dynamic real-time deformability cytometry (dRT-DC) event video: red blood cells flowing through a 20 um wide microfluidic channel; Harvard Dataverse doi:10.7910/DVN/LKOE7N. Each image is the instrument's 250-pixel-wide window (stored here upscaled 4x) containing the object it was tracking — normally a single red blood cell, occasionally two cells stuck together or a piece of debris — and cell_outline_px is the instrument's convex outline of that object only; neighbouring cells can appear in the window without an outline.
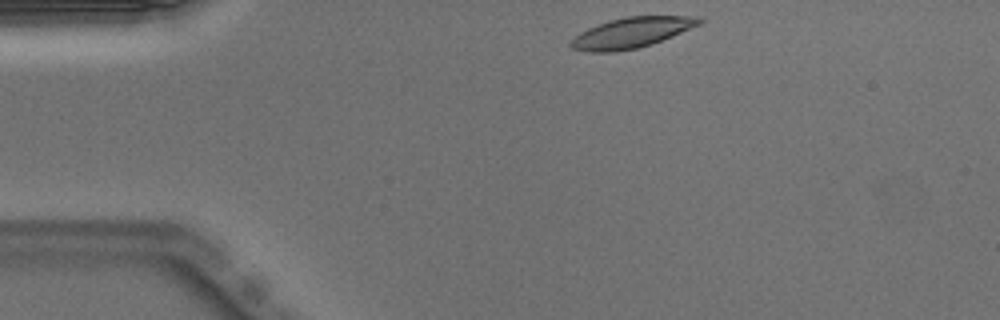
{"species": "Egyptian fruit bat (a non-hibernating species)", "species_latin": "Rousettus aegyptiacus", "temperature_condition": "warm", "stored_images_in_passage": 42, "camera_frame_rate_fps": 3000, "um_per_image_px": 0.085, "animal": {"sex": "male"}, "frame": {"image": 1, "passage_image": 1, "time_ms": 0.0, "image_size_px": [1000, 320], "cell_outline_px": [[704, 20], [700, 24], [672, 36], [652, 44], [640, 48], [616, 52], [588, 52], [572, 48], [568, 44], [580, 32], [588, 28], [608, 20], [628, 16], [700, 16]], "centroid_in_image_um": [53.68, 2.78], "position_along_channel_um": 31.3, "area_um2": 22.83}}
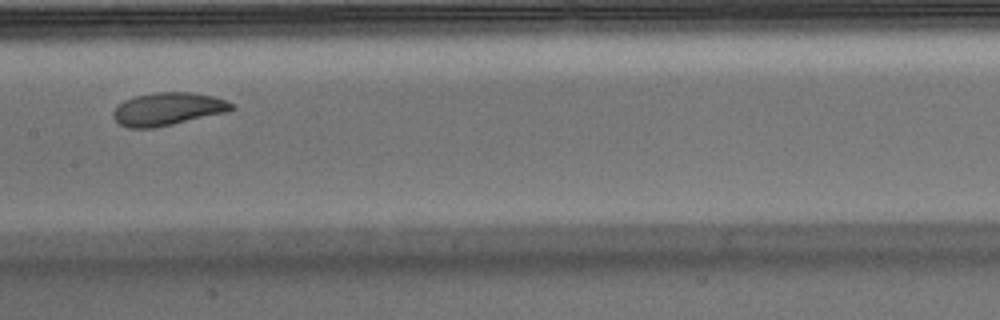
{"frame": {"image": 2, "passage_image": 17, "time_ms": 5.333, "image_size_px": [1000, 320], "cell_outline_px": [[236, 108], [228, 112], [172, 124], [152, 128], [128, 128], [120, 124], [112, 116], [112, 112], [124, 100], [136, 96], [156, 92], [192, 92], [212, 96], [236, 104]], "centroid_in_image_um": [14.29, 9.26], "position_along_channel_um": 193.1, "area_um2": 22.6}}
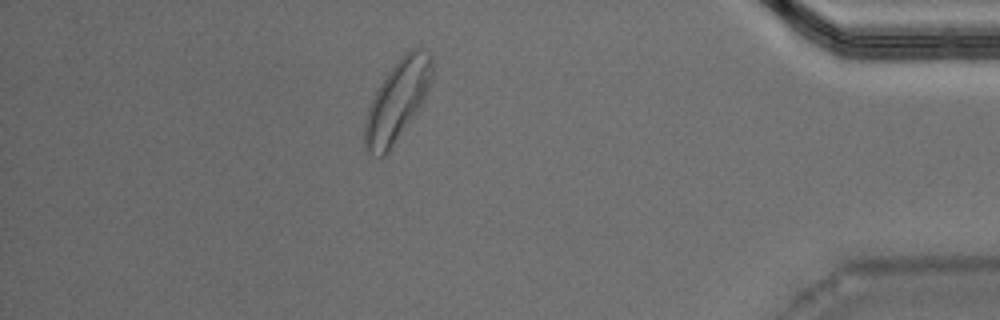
{"frame": {"image": 3, "passage_image": 36, "time_ms": 11.667, "image_size_px": [1000, 320], "cell_outline_px": [[432, 80], [420, 108], [392, 148], [384, 156], [380, 156], [368, 152], [364, 148], [364, 124], [368, 108], [380, 84], [396, 60], [404, 52], [412, 48], [424, 48], [432, 56]], "centroid_in_image_um": [33.78, 8.54], "position_along_channel_um": 401.4, "area_um2": 31.73}, "authors_computed_cell_mechanics": {"area_um2": 23.1489, "velocity_mm_per_s": 3.9412, "shape_relaxation_time_tau1_ms": 2.4097, "shape_relaxation_time_tau2_ms": 2.8402, "deformation_change_tau1": 0.118, "deformation_change_tau2": 0.0765}}